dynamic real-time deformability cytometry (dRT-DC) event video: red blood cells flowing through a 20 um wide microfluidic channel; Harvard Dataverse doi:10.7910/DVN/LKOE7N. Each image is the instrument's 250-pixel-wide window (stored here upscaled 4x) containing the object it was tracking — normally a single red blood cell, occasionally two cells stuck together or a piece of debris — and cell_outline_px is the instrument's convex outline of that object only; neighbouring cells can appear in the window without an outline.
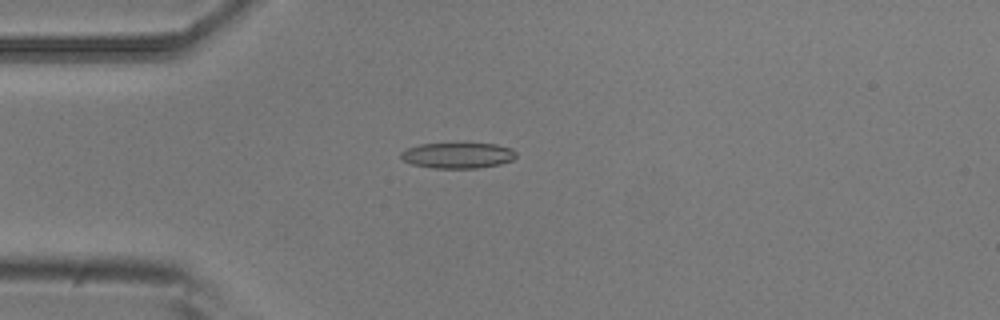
{"species": "common noctule bat (a hibernating species)", "species_latin": "Nyctalus noctula", "temperature_condition": "room temperature", "stored_images_in_passage": 8, "camera_frame_rate_fps": 3000, "um_per_image_px": 0.085, "animal": {"sex": "male", "body_mass_g": 20.5, "forearm_length_mm": 52.5}, "frame": {"image": 1, "passage_image": 4, "time_ms": 1.0, "image_size_px": [1000, 320], "cell_outline_px": [[516, 156], [512, 160], [500, 164], [476, 168], [432, 168], [412, 164], [404, 160], [400, 156], [400, 152], [408, 148], [420, 144], [496, 144], [512, 148], [516, 152]], "centroid_in_image_um": [38.92, 13.21], "position_along_channel_um": 46.1, "area_um2": 17.11}}
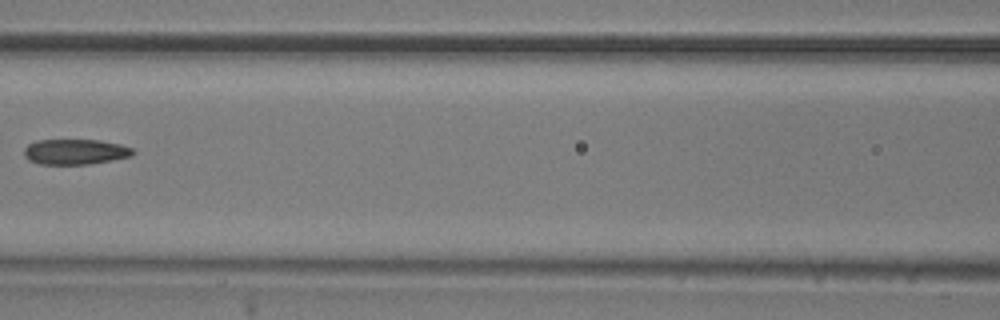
{"frame": {"image": 2, "passage_image": 7, "time_ms": 2.0, "image_size_px": [1000, 320], "cell_outline_px": [[136, 152], [132, 156], [112, 160], [88, 164], [40, 164], [28, 160], [24, 156], [24, 148], [28, 144], [36, 140], [100, 140], [120, 144], [132, 148]], "centroid_in_image_um": [6.39, 12.9], "position_along_channel_um": 160.2, "area_um2": 16.18}}
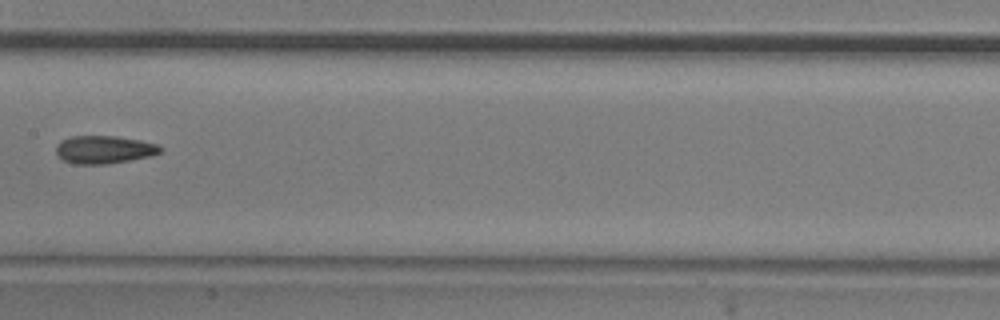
{"frame": {"image": 3, "passage_image": 8, "time_ms": 2.333, "image_size_px": [1000, 320], "cell_outline_px": [[164, 148], [160, 152], [152, 156], [108, 164], [76, 164], [64, 160], [56, 152], [56, 148], [60, 140], [72, 136], [116, 136], [140, 140], [160, 144]], "centroid_in_image_um": [8.9, 12.71], "position_along_channel_um": 198.5, "area_um2": 17.05}}